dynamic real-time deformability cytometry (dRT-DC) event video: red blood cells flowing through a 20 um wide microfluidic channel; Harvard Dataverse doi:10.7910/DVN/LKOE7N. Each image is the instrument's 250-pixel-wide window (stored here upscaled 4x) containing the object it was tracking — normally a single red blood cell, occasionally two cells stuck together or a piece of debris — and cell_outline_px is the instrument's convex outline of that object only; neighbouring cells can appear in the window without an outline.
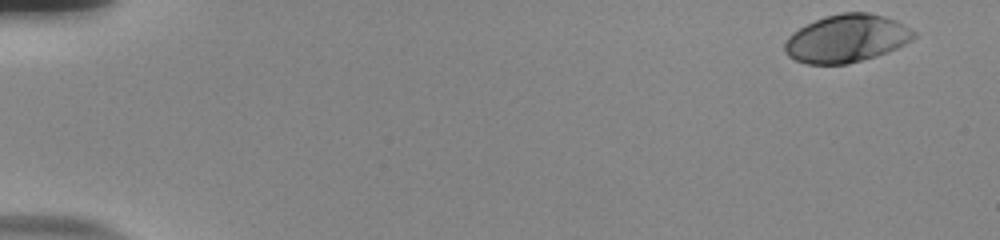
{"species": "human", "species_latin": "Homo sapiens", "temperature_condition": "room temperature", "stored_images_in_passage": 54, "camera_frame_rate_fps": 3000, "um_per_image_px": 0.085, "donor": {"sex": "male"}, "frame": {"image": 1, "passage_image": 1, "time_ms": 0.0, "image_size_px": [1000, 240], "cell_outline_px": [[916, 36], [904, 44], [896, 48], [876, 56], [848, 64], [808, 64], [796, 60], [788, 56], [784, 52], [784, 44], [788, 36], [792, 32], [824, 16], [840, 12], [868, 12], [884, 16], [896, 20], [916, 32]], "centroid_in_image_um": [71.94, 3.27], "position_along_channel_um": 13.1, "area_um2": 35.89}}
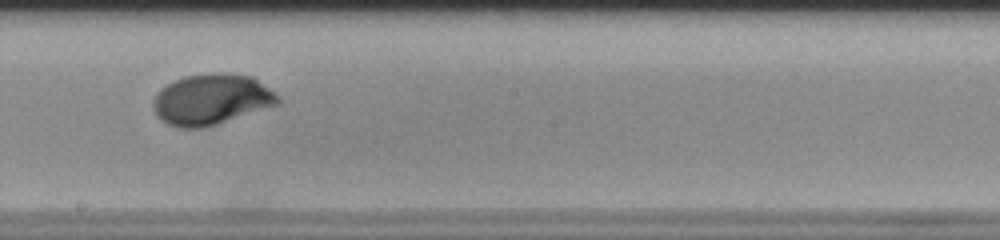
{"frame": {"image": 2, "passage_image": 31, "time_ms": 10.0, "image_size_px": [1000, 240], "cell_outline_px": [[280, 104], [204, 128], [180, 128], [168, 124], [160, 120], [156, 116], [152, 108], [152, 100], [156, 92], [160, 88], [184, 76], [208, 72], [228, 72], [252, 76], [276, 92], [280, 96]], "centroid_in_image_um": [17.96, 8.44], "position_along_channel_um": 230.2, "area_um2": 37.57}}
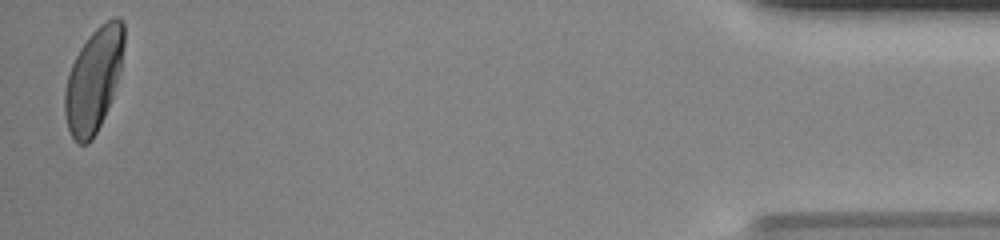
{"frame": {"image": 3, "passage_image": 53, "time_ms": 17.333, "image_size_px": [1000, 240], "cell_outline_px": [[124, 44], [120, 68], [112, 96], [104, 116], [92, 140], [88, 144], [80, 144], [72, 136], [68, 128], [64, 112], [64, 92], [68, 76], [72, 64], [80, 48], [92, 32], [100, 24], [116, 16], [124, 20]], "centroid_in_image_um": [7.96, 6.77], "position_along_channel_um": 427.2, "area_um2": 35.26}, "authors_computed_cell_mechanics": {"area_um2": 35.4603, "velocity_mm_per_s": 3.7473, "shape_relaxation_time_tau1_ms": 2.5776, "shape_relaxation_time_tau2_ms": null, "deformation_change_tau1": 0.1742, "deformation_change_tau2": null}}